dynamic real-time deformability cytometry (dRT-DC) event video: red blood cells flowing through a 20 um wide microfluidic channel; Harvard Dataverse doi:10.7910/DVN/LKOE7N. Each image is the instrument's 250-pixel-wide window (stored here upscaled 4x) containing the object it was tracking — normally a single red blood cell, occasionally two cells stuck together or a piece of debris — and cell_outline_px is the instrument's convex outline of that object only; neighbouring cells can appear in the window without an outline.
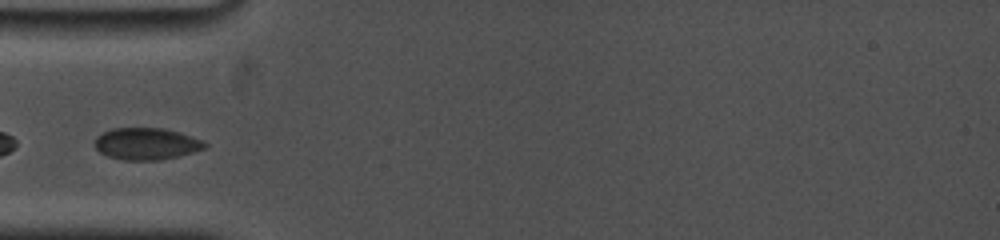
{"species": "common noctule bat (a hibernating species)", "species_latin": "Nyctalus noctula", "temperature_condition": "cold", "stored_images_in_passage": 19, "camera_frame_rate_fps": 5000, "um_per_image_px": 0.085, "animal": {"sex": "female", "body_mass_g": 19.0, "forearm_length_mm": 53.3}, "frame": {"image": 1, "passage_image": 1, "time_ms": 0.0, "image_size_px": [1000, 240], "cell_outline_px": [[208, 144], [204, 148], [192, 152], [160, 160], [120, 160], [108, 156], [100, 152], [92, 144], [96, 136], [112, 128], [164, 128], [180, 132], [204, 140]], "centroid_in_image_um": [12.42, 12.21], "position_along_channel_um": 72.6, "area_um2": 20.58}}
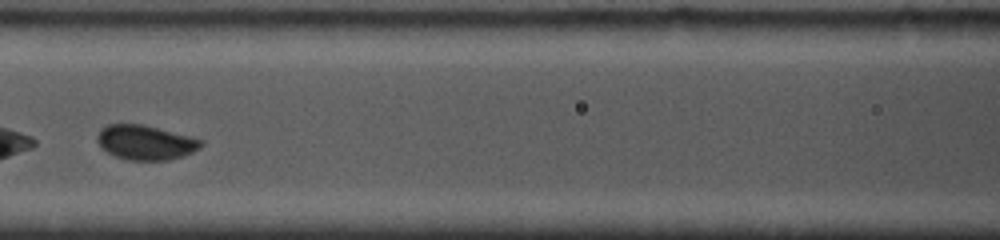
{"frame": {"image": 2, "passage_image": 4, "time_ms": 2.2, "image_size_px": [1000, 240], "cell_outline_px": [[204, 144], [200, 148], [184, 156], [168, 160], [128, 160], [116, 156], [100, 148], [96, 140], [96, 136], [100, 128], [108, 124], [144, 124], [204, 140]], "centroid_in_image_um": [12.35, 12.1], "position_along_channel_um": 154.2, "area_um2": 21.15}}
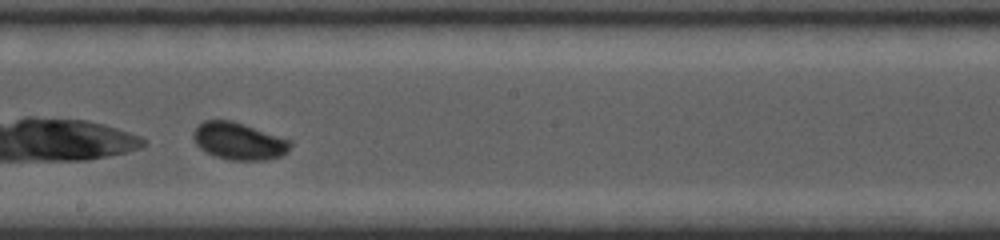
{"frame": {"image": 3, "passage_image": 9, "time_ms": 4.2, "image_size_px": [1000, 240], "cell_outline_px": [[292, 144], [288, 152], [280, 156], [264, 160], [228, 160], [216, 156], [200, 148], [196, 144], [192, 136], [192, 132], [204, 120], [232, 120], [292, 140]], "centroid_in_image_um": [20.32, 11.99], "position_along_channel_um": 227.9, "area_um2": 21.04}}